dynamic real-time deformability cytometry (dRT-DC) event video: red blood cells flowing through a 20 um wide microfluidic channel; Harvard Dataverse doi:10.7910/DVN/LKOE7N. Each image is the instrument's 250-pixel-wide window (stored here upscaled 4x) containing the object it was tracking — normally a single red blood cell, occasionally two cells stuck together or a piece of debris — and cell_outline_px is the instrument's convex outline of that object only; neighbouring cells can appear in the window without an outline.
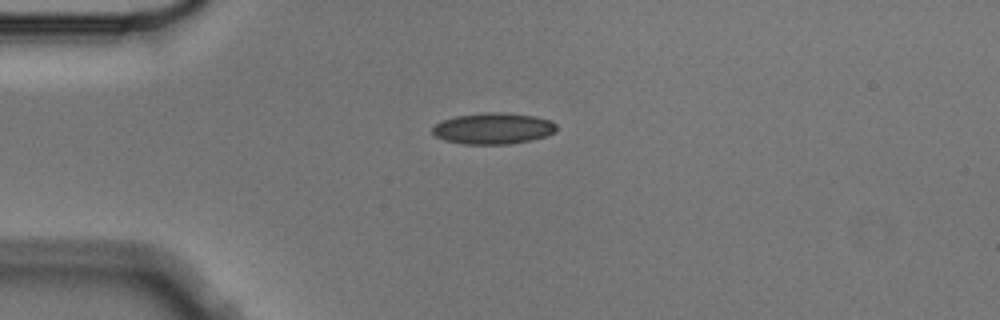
{"species": "Egyptian fruit bat (a non-hibernating species)", "species_latin": "Rousettus aegyptiacus", "temperature_condition": "cold", "stored_images_in_passage": 3, "camera_frame_rate_fps": 3000, "um_per_image_px": 0.085, "animal": {"sex": "male"}, "frame": {"image": 1, "passage_image": 1, "time_ms": 0.0, "image_size_px": [1000, 320], "cell_outline_px": [[556, 132], [532, 140], [508, 144], [464, 144], [444, 140], [436, 136], [432, 132], [432, 128], [440, 120], [456, 116], [484, 112], [504, 112], [536, 116], [552, 120], [556, 124]], "centroid_in_image_um": [41.93, 10.91], "position_along_channel_um": 43.1, "area_um2": 22.77}}
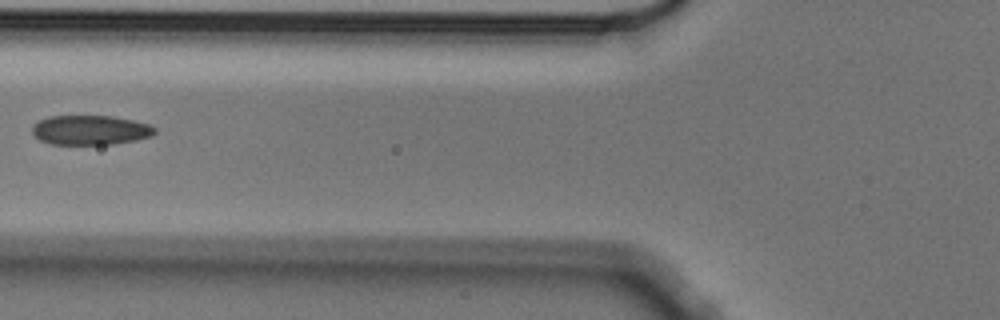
{"frame": {"image": 2, "passage_image": 3, "time_ms": 0.667, "image_size_px": [1000, 320], "cell_outline_px": [[156, 132], [152, 136], [136, 140], [112, 144], [52, 144], [40, 140], [32, 136], [32, 128], [40, 120], [48, 116], [112, 116], [132, 120], [148, 124], [156, 128]], "centroid_in_image_um": [7.68, 11.06], "position_along_channel_um": 118.1, "area_um2": 21.1}}